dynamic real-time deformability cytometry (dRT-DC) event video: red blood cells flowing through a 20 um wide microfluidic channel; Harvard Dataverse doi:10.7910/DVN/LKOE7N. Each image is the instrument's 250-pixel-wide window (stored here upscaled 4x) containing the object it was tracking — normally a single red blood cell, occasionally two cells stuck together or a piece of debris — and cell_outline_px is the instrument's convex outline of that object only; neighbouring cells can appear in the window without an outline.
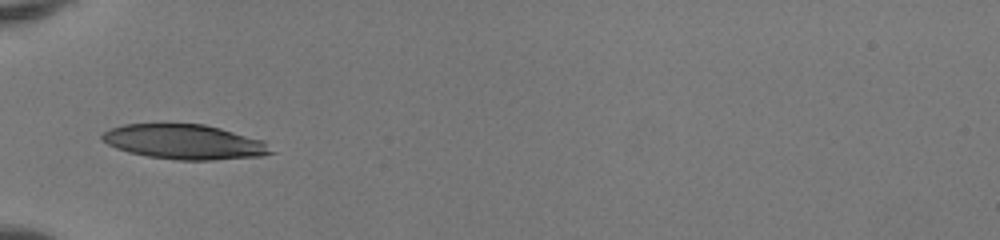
{"species": "human", "species_latin": "Homo sapiens", "temperature_condition": "room temperature", "stored_images_in_passage": 31, "camera_frame_rate_fps": 3000, "um_per_image_px": 0.085, "donor": {"sex": "female"}, "frame": {"image": 1, "passage_image": 1, "time_ms": 0.0, "image_size_px": [1000, 240], "cell_outline_px": [[276, 152], [260, 156], [212, 160], [180, 160], [148, 156], [128, 152], [116, 148], [108, 144], [100, 136], [104, 132], [112, 128], [124, 124], [204, 124], [220, 128], [264, 140]], "centroid_in_image_um": [15.72, 12.06], "position_along_channel_um": 69.3, "area_um2": 34.1}}
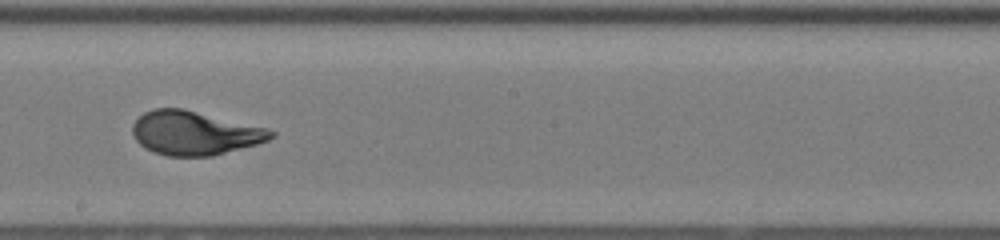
{"frame": {"image": 2, "passage_image": 13, "time_ms": 4.0, "image_size_px": [1000, 240], "cell_outline_px": [[276, 136], [268, 140], [256, 144], [212, 156], [168, 156], [156, 152], [140, 144], [136, 140], [132, 132], [132, 124], [144, 112], [152, 108], [184, 108], [268, 128], [276, 132]], "centroid_in_image_um": [16.56, 11.29], "position_along_channel_um": 231.6, "area_um2": 35.37}}
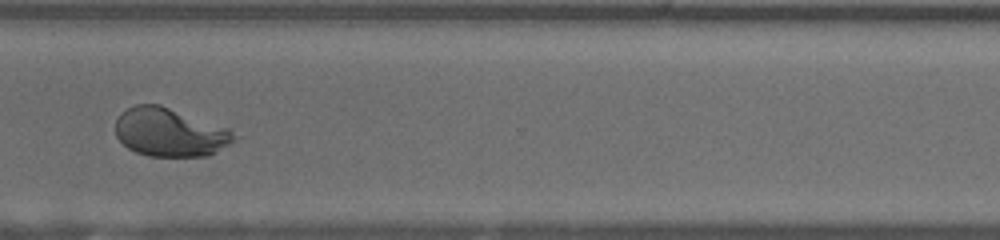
{"frame": {"image": 3, "passage_image": 22, "time_ms": 7.0, "image_size_px": [1000, 240], "cell_outline_px": [[240, 136], [236, 140], [208, 156], [148, 156], [136, 152], [128, 148], [116, 136], [116, 120], [120, 112], [136, 104], [160, 104], [228, 128]], "centroid_in_image_um": [14.44, 11.24], "position_along_channel_um": 356.2, "area_um2": 33.58}, "authors_computed_cell_mechanics": {"area_um2": 34.9112, "velocity_mm_per_s": 4.1482, "shape_relaxation_time_tau1_ms": 4.6645, "shape_relaxation_time_tau2_ms": null, "deformation_change_tau1": 0.2396, "deformation_change_tau2": null}}